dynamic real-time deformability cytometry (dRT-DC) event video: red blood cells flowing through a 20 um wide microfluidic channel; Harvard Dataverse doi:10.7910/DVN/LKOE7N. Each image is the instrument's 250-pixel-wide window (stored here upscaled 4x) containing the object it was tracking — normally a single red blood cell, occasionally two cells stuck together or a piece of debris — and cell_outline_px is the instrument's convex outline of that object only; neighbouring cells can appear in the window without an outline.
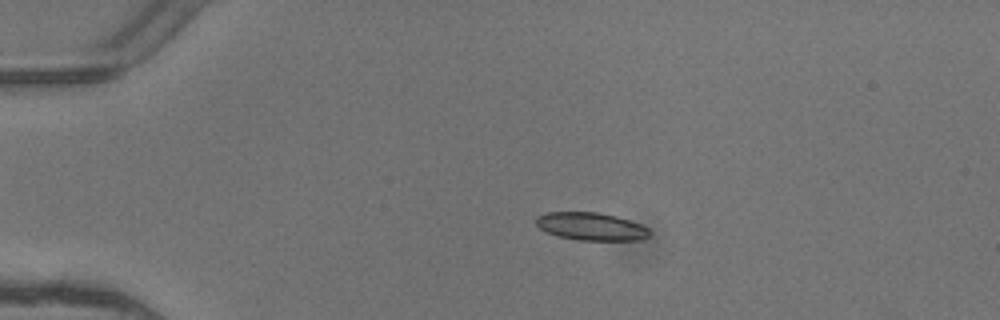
{"species": "common noctule bat (a hibernating species)", "species_latin": "Nyctalus noctula", "temperature_condition": "warm", "stored_images_in_passage": 5, "camera_frame_rate_fps": 3000, "um_per_image_px": 0.085, "animal": {"sex": "female"}, "frame": {"image": 1, "passage_image": 2, "time_ms": 0.333, "image_size_px": [1000, 320], "cell_outline_px": [[652, 232], [648, 236], [640, 240], [576, 240], [556, 236], [540, 228], [536, 224], [536, 216], [548, 212], [596, 212], [616, 216], [640, 224], [648, 228]], "centroid_in_image_um": [50.24, 19.25], "position_along_channel_um": 34.8, "area_um2": 18.38}}
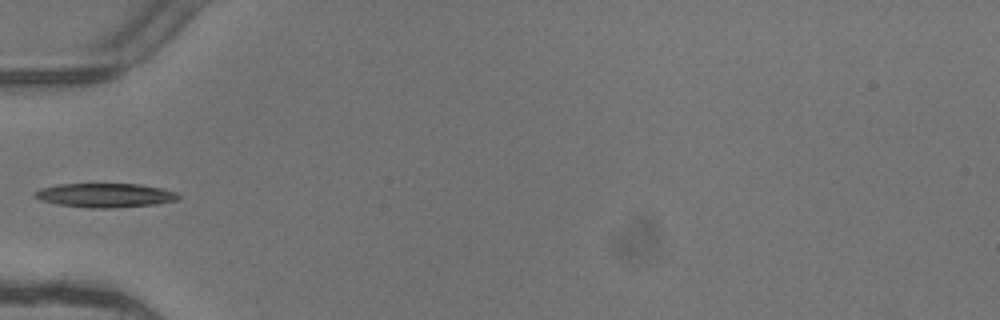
{"frame": {"image": 2, "passage_image": 4, "time_ms": 1.0, "image_size_px": [1000, 320], "cell_outline_px": [[180, 196], [176, 200], [156, 204], [108, 208], [88, 208], [60, 204], [40, 200], [32, 196], [32, 192], [44, 188], [60, 184], [140, 184], [160, 188], [176, 192]], "centroid_in_image_um": [8.92, 16.6], "position_along_channel_um": 76.1, "area_um2": 19.94}}
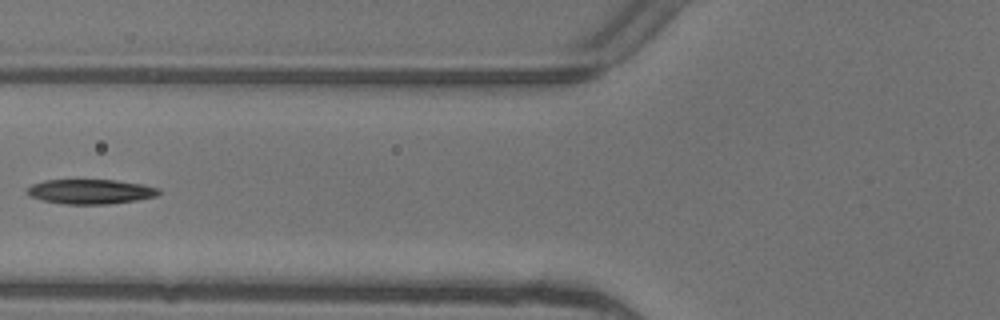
{"frame": {"image": 3, "passage_image": 5, "time_ms": 1.333, "image_size_px": [1000, 320], "cell_outline_px": [[160, 192], [156, 196], [136, 200], [108, 204], [64, 204], [44, 200], [28, 196], [24, 192], [32, 184], [44, 180], [116, 180], [144, 184], [160, 188]], "centroid_in_image_um": [7.68, 16.28], "position_along_channel_um": 118.1, "area_um2": 19.02}}